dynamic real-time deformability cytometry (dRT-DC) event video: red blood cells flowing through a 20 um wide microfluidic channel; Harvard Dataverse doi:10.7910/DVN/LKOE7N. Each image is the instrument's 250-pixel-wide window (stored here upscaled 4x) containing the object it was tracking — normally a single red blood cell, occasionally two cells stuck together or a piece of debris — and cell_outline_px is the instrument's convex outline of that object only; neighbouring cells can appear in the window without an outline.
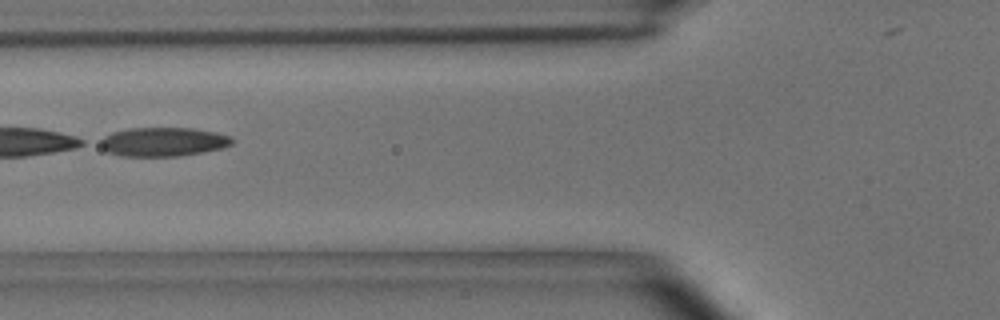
{"species": "common noctule bat (a hibernating species)", "species_latin": "Nyctalus noctula", "temperature_condition": "room temperature", "stored_images_in_passage": 51, "camera_frame_rate_fps": 3000, "um_per_image_px": 0.085, "animal": {"sex": "male", "body_mass_g": 15.6}, "frame": {"image": 1, "passage_image": 21, "time_ms": 6.667, "image_size_px": [1000, 320], "cell_outline_px": [[236, 140], [232, 144], [220, 148], [180, 156], [120, 156], [108, 152], [96, 144], [96, 140], [112, 132], [128, 128], [192, 128], [216, 132], [232, 136]], "centroid_in_image_um": [13.82, 12.05], "position_along_channel_um": 112.0, "area_um2": 22.54}}